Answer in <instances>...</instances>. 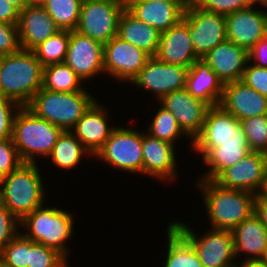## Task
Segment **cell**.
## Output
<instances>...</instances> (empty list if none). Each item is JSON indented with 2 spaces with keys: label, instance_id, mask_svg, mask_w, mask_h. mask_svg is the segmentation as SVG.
Here are the masks:
<instances>
[{
  "label": "cell",
  "instance_id": "cell-1",
  "mask_svg": "<svg viewBox=\"0 0 267 267\" xmlns=\"http://www.w3.org/2000/svg\"><path fill=\"white\" fill-rule=\"evenodd\" d=\"M44 66L31 50L0 57V92L5 98L27 106L42 88Z\"/></svg>",
  "mask_w": 267,
  "mask_h": 267
},
{
  "label": "cell",
  "instance_id": "cell-2",
  "mask_svg": "<svg viewBox=\"0 0 267 267\" xmlns=\"http://www.w3.org/2000/svg\"><path fill=\"white\" fill-rule=\"evenodd\" d=\"M199 180L197 186L204 194L212 229L232 231L254 213V193L226 189L213 180Z\"/></svg>",
  "mask_w": 267,
  "mask_h": 267
},
{
  "label": "cell",
  "instance_id": "cell-3",
  "mask_svg": "<svg viewBox=\"0 0 267 267\" xmlns=\"http://www.w3.org/2000/svg\"><path fill=\"white\" fill-rule=\"evenodd\" d=\"M37 163L23 162L0 179V203L21 221L44 204L46 192Z\"/></svg>",
  "mask_w": 267,
  "mask_h": 267
},
{
  "label": "cell",
  "instance_id": "cell-4",
  "mask_svg": "<svg viewBox=\"0 0 267 267\" xmlns=\"http://www.w3.org/2000/svg\"><path fill=\"white\" fill-rule=\"evenodd\" d=\"M63 130L37 117L26 106L16 112L12 140L23 162L35 163V156H49Z\"/></svg>",
  "mask_w": 267,
  "mask_h": 267
},
{
  "label": "cell",
  "instance_id": "cell-5",
  "mask_svg": "<svg viewBox=\"0 0 267 267\" xmlns=\"http://www.w3.org/2000/svg\"><path fill=\"white\" fill-rule=\"evenodd\" d=\"M96 100L87 91L63 93L41 88L26 107L63 131H71Z\"/></svg>",
  "mask_w": 267,
  "mask_h": 267
},
{
  "label": "cell",
  "instance_id": "cell-6",
  "mask_svg": "<svg viewBox=\"0 0 267 267\" xmlns=\"http://www.w3.org/2000/svg\"><path fill=\"white\" fill-rule=\"evenodd\" d=\"M43 207H38L20 221L23 228L27 229L23 235L36 243L57 250L67 259L69 249L65 242L73 236L74 217L62 209Z\"/></svg>",
  "mask_w": 267,
  "mask_h": 267
},
{
  "label": "cell",
  "instance_id": "cell-7",
  "mask_svg": "<svg viewBox=\"0 0 267 267\" xmlns=\"http://www.w3.org/2000/svg\"><path fill=\"white\" fill-rule=\"evenodd\" d=\"M126 5L118 0H82L75 31L103 44L117 36L118 22Z\"/></svg>",
  "mask_w": 267,
  "mask_h": 267
},
{
  "label": "cell",
  "instance_id": "cell-8",
  "mask_svg": "<svg viewBox=\"0 0 267 267\" xmlns=\"http://www.w3.org/2000/svg\"><path fill=\"white\" fill-rule=\"evenodd\" d=\"M171 224L191 243L203 267H236L232 262L236 257L232 231L211 229L197 237L185 223L174 221Z\"/></svg>",
  "mask_w": 267,
  "mask_h": 267
},
{
  "label": "cell",
  "instance_id": "cell-9",
  "mask_svg": "<svg viewBox=\"0 0 267 267\" xmlns=\"http://www.w3.org/2000/svg\"><path fill=\"white\" fill-rule=\"evenodd\" d=\"M95 157L118 170L143 174L142 133L115 127Z\"/></svg>",
  "mask_w": 267,
  "mask_h": 267
},
{
  "label": "cell",
  "instance_id": "cell-10",
  "mask_svg": "<svg viewBox=\"0 0 267 267\" xmlns=\"http://www.w3.org/2000/svg\"><path fill=\"white\" fill-rule=\"evenodd\" d=\"M183 17L188 21L194 51L200 59L227 39L224 15L202 10L192 2Z\"/></svg>",
  "mask_w": 267,
  "mask_h": 267
},
{
  "label": "cell",
  "instance_id": "cell-11",
  "mask_svg": "<svg viewBox=\"0 0 267 267\" xmlns=\"http://www.w3.org/2000/svg\"><path fill=\"white\" fill-rule=\"evenodd\" d=\"M152 56L115 36L104 44V71L117 81L132 82Z\"/></svg>",
  "mask_w": 267,
  "mask_h": 267
},
{
  "label": "cell",
  "instance_id": "cell-12",
  "mask_svg": "<svg viewBox=\"0 0 267 267\" xmlns=\"http://www.w3.org/2000/svg\"><path fill=\"white\" fill-rule=\"evenodd\" d=\"M266 172L267 155L251 151L238 163L223 170L213 181L226 189L257 195L262 191Z\"/></svg>",
  "mask_w": 267,
  "mask_h": 267
},
{
  "label": "cell",
  "instance_id": "cell-13",
  "mask_svg": "<svg viewBox=\"0 0 267 267\" xmlns=\"http://www.w3.org/2000/svg\"><path fill=\"white\" fill-rule=\"evenodd\" d=\"M64 62L85 81L95 75L104 73V44L70 31V40Z\"/></svg>",
  "mask_w": 267,
  "mask_h": 267
},
{
  "label": "cell",
  "instance_id": "cell-14",
  "mask_svg": "<svg viewBox=\"0 0 267 267\" xmlns=\"http://www.w3.org/2000/svg\"><path fill=\"white\" fill-rule=\"evenodd\" d=\"M187 72L188 68L152 56L131 83L153 92L159 101L166 94L186 87Z\"/></svg>",
  "mask_w": 267,
  "mask_h": 267
},
{
  "label": "cell",
  "instance_id": "cell-15",
  "mask_svg": "<svg viewBox=\"0 0 267 267\" xmlns=\"http://www.w3.org/2000/svg\"><path fill=\"white\" fill-rule=\"evenodd\" d=\"M159 103L177 119L182 131L193 140L201 133L209 105L193 97L186 88L163 96Z\"/></svg>",
  "mask_w": 267,
  "mask_h": 267
},
{
  "label": "cell",
  "instance_id": "cell-16",
  "mask_svg": "<svg viewBox=\"0 0 267 267\" xmlns=\"http://www.w3.org/2000/svg\"><path fill=\"white\" fill-rule=\"evenodd\" d=\"M227 40L250 51L267 37V11L249 8L225 16Z\"/></svg>",
  "mask_w": 267,
  "mask_h": 267
},
{
  "label": "cell",
  "instance_id": "cell-17",
  "mask_svg": "<svg viewBox=\"0 0 267 267\" xmlns=\"http://www.w3.org/2000/svg\"><path fill=\"white\" fill-rule=\"evenodd\" d=\"M155 57L169 64L190 68L200 59L191 41L188 21L183 17L176 25L160 35V42Z\"/></svg>",
  "mask_w": 267,
  "mask_h": 267
},
{
  "label": "cell",
  "instance_id": "cell-18",
  "mask_svg": "<svg viewBox=\"0 0 267 267\" xmlns=\"http://www.w3.org/2000/svg\"><path fill=\"white\" fill-rule=\"evenodd\" d=\"M219 105L240 121L267 115V97L241 80L224 84Z\"/></svg>",
  "mask_w": 267,
  "mask_h": 267
},
{
  "label": "cell",
  "instance_id": "cell-19",
  "mask_svg": "<svg viewBox=\"0 0 267 267\" xmlns=\"http://www.w3.org/2000/svg\"><path fill=\"white\" fill-rule=\"evenodd\" d=\"M19 41L22 50H33L60 31L43 6L27 5L19 11Z\"/></svg>",
  "mask_w": 267,
  "mask_h": 267
},
{
  "label": "cell",
  "instance_id": "cell-20",
  "mask_svg": "<svg viewBox=\"0 0 267 267\" xmlns=\"http://www.w3.org/2000/svg\"><path fill=\"white\" fill-rule=\"evenodd\" d=\"M223 84L239 81L249 62V51L225 40L202 58Z\"/></svg>",
  "mask_w": 267,
  "mask_h": 267
},
{
  "label": "cell",
  "instance_id": "cell-21",
  "mask_svg": "<svg viewBox=\"0 0 267 267\" xmlns=\"http://www.w3.org/2000/svg\"><path fill=\"white\" fill-rule=\"evenodd\" d=\"M174 145L152 137L148 133L142 134L143 174L161 179H175L177 177L176 152Z\"/></svg>",
  "mask_w": 267,
  "mask_h": 267
},
{
  "label": "cell",
  "instance_id": "cell-22",
  "mask_svg": "<svg viewBox=\"0 0 267 267\" xmlns=\"http://www.w3.org/2000/svg\"><path fill=\"white\" fill-rule=\"evenodd\" d=\"M104 108L96 100L71 129L90 155H96L115 128L108 125V111Z\"/></svg>",
  "mask_w": 267,
  "mask_h": 267
},
{
  "label": "cell",
  "instance_id": "cell-23",
  "mask_svg": "<svg viewBox=\"0 0 267 267\" xmlns=\"http://www.w3.org/2000/svg\"><path fill=\"white\" fill-rule=\"evenodd\" d=\"M126 9L160 33L176 25L185 12L178 4L163 1L129 2Z\"/></svg>",
  "mask_w": 267,
  "mask_h": 267
},
{
  "label": "cell",
  "instance_id": "cell-24",
  "mask_svg": "<svg viewBox=\"0 0 267 267\" xmlns=\"http://www.w3.org/2000/svg\"><path fill=\"white\" fill-rule=\"evenodd\" d=\"M224 84L203 60H196L188 69L186 75V89L195 98H198L210 107L220 104Z\"/></svg>",
  "mask_w": 267,
  "mask_h": 267
},
{
  "label": "cell",
  "instance_id": "cell-25",
  "mask_svg": "<svg viewBox=\"0 0 267 267\" xmlns=\"http://www.w3.org/2000/svg\"><path fill=\"white\" fill-rule=\"evenodd\" d=\"M235 256L245 253V259H263L267 249V229L252 213L232 230ZM247 253V254H246Z\"/></svg>",
  "mask_w": 267,
  "mask_h": 267
},
{
  "label": "cell",
  "instance_id": "cell-26",
  "mask_svg": "<svg viewBox=\"0 0 267 267\" xmlns=\"http://www.w3.org/2000/svg\"><path fill=\"white\" fill-rule=\"evenodd\" d=\"M160 35L158 30L138 20L127 9L122 12L117 33L122 40L155 56L159 47Z\"/></svg>",
  "mask_w": 267,
  "mask_h": 267
},
{
  "label": "cell",
  "instance_id": "cell-27",
  "mask_svg": "<svg viewBox=\"0 0 267 267\" xmlns=\"http://www.w3.org/2000/svg\"><path fill=\"white\" fill-rule=\"evenodd\" d=\"M250 151L247 142L220 143L211 148L203 157L209 170L202 179L214 180L223 170L242 160Z\"/></svg>",
  "mask_w": 267,
  "mask_h": 267
},
{
  "label": "cell",
  "instance_id": "cell-28",
  "mask_svg": "<svg viewBox=\"0 0 267 267\" xmlns=\"http://www.w3.org/2000/svg\"><path fill=\"white\" fill-rule=\"evenodd\" d=\"M245 136L240 120L220 105L211 106L206 112L201 133L197 137Z\"/></svg>",
  "mask_w": 267,
  "mask_h": 267
},
{
  "label": "cell",
  "instance_id": "cell-29",
  "mask_svg": "<svg viewBox=\"0 0 267 267\" xmlns=\"http://www.w3.org/2000/svg\"><path fill=\"white\" fill-rule=\"evenodd\" d=\"M167 229L168 248L164 267H203L191 243L172 224Z\"/></svg>",
  "mask_w": 267,
  "mask_h": 267
},
{
  "label": "cell",
  "instance_id": "cell-30",
  "mask_svg": "<svg viewBox=\"0 0 267 267\" xmlns=\"http://www.w3.org/2000/svg\"><path fill=\"white\" fill-rule=\"evenodd\" d=\"M83 81L65 63L44 66L42 88L51 91L70 93L87 91L81 86Z\"/></svg>",
  "mask_w": 267,
  "mask_h": 267
},
{
  "label": "cell",
  "instance_id": "cell-31",
  "mask_svg": "<svg viewBox=\"0 0 267 267\" xmlns=\"http://www.w3.org/2000/svg\"><path fill=\"white\" fill-rule=\"evenodd\" d=\"M84 153L90 154L72 131H63L48 157L56 166L65 170L75 168L85 156Z\"/></svg>",
  "mask_w": 267,
  "mask_h": 267
},
{
  "label": "cell",
  "instance_id": "cell-32",
  "mask_svg": "<svg viewBox=\"0 0 267 267\" xmlns=\"http://www.w3.org/2000/svg\"><path fill=\"white\" fill-rule=\"evenodd\" d=\"M82 0H47L43 7L60 30H76Z\"/></svg>",
  "mask_w": 267,
  "mask_h": 267
},
{
  "label": "cell",
  "instance_id": "cell-33",
  "mask_svg": "<svg viewBox=\"0 0 267 267\" xmlns=\"http://www.w3.org/2000/svg\"><path fill=\"white\" fill-rule=\"evenodd\" d=\"M69 40L70 30H60L32 51L43 66L62 63L67 54Z\"/></svg>",
  "mask_w": 267,
  "mask_h": 267
},
{
  "label": "cell",
  "instance_id": "cell-34",
  "mask_svg": "<svg viewBox=\"0 0 267 267\" xmlns=\"http://www.w3.org/2000/svg\"><path fill=\"white\" fill-rule=\"evenodd\" d=\"M157 113L153 117L148 130L146 133L152 137L158 138L160 140L169 142L175 145V140L186 134L180 128L177 119L174 115L166 110L164 107L160 106Z\"/></svg>",
  "mask_w": 267,
  "mask_h": 267
},
{
  "label": "cell",
  "instance_id": "cell-35",
  "mask_svg": "<svg viewBox=\"0 0 267 267\" xmlns=\"http://www.w3.org/2000/svg\"><path fill=\"white\" fill-rule=\"evenodd\" d=\"M250 151L267 155V115H259L240 121Z\"/></svg>",
  "mask_w": 267,
  "mask_h": 267
},
{
  "label": "cell",
  "instance_id": "cell-36",
  "mask_svg": "<svg viewBox=\"0 0 267 267\" xmlns=\"http://www.w3.org/2000/svg\"><path fill=\"white\" fill-rule=\"evenodd\" d=\"M30 250L31 239L19 232L0 250V260L11 267H27Z\"/></svg>",
  "mask_w": 267,
  "mask_h": 267
},
{
  "label": "cell",
  "instance_id": "cell-37",
  "mask_svg": "<svg viewBox=\"0 0 267 267\" xmlns=\"http://www.w3.org/2000/svg\"><path fill=\"white\" fill-rule=\"evenodd\" d=\"M67 261L68 259L57 250L31 240L27 267H68Z\"/></svg>",
  "mask_w": 267,
  "mask_h": 267
},
{
  "label": "cell",
  "instance_id": "cell-38",
  "mask_svg": "<svg viewBox=\"0 0 267 267\" xmlns=\"http://www.w3.org/2000/svg\"><path fill=\"white\" fill-rule=\"evenodd\" d=\"M200 9L227 16L251 6L249 0H192Z\"/></svg>",
  "mask_w": 267,
  "mask_h": 267
},
{
  "label": "cell",
  "instance_id": "cell-39",
  "mask_svg": "<svg viewBox=\"0 0 267 267\" xmlns=\"http://www.w3.org/2000/svg\"><path fill=\"white\" fill-rule=\"evenodd\" d=\"M23 161L12 138L0 139V179L17 169Z\"/></svg>",
  "mask_w": 267,
  "mask_h": 267
},
{
  "label": "cell",
  "instance_id": "cell-40",
  "mask_svg": "<svg viewBox=\"0 0 267 267\" xmlns=\"http://www.w3.org/2000/svg\"><path fill=\"white\" fill-rule=\"evenodd\" d=\"M21 50L17 25L0 22V57Z\"/></svg>",
  "mask_w": 267,
  "mask_h": 267
},
{
  "label": "cell",
  "instance_id": "cell-41",
  "mask_svg": "<svg viewBox=\"0 0 267 267\" xmlns=\"http://www.w3.org/2000/svg\"><path fill=\"white\" fill-rule=\"evenodd\" d=\"M18 226L20 221L0 203V250L19 233Z\"/></svg>",
  "mask_w": 267,
  "mask_h": 267
},
{
  "label": "cell",
  "instance_id": "cell-42",
  "mask_svg": "<svg viewBox=\"0 0 267 267\" xmlns=\"http://www.w3.org/2000/svg\"><path fill=\"white\" fill-rule=\"evenodd\" d=\"M20 107L9 98L0 100V139L12 138L14 118Z\"/></svg>",
  "mask_w": 267,
  "mask_h": 267
},
{
  "label": "cell",
  "instance_id": "cell-43",
  "mask_svg": "<svg viewBox=\"0 0 267 267\" xmlns=\"http://www.w3.org/2000/svg\"><path fill=\"white\" fill-rule=\"evenodd\" d=\"M248 62L241 81L267 97V68L259 67Z\"/></svg>",
  "mask_w": 267,
  "mask_h": 267
},
{
  "label": "cell",
  "instance_id": "cell-44",
  "mask_svg": "<svg viewBox=\"0 0 267 267\" xmlns=\"http://www.w3.org/2000/svg\"><path fill=\"white\" fill-rule=\"evenodd\" d=\"M247 142L245 136H226V137H196L192 142L193 149L202 157L220 143Z\"/></svg>",
  "mask_w": 267,
  "mask_h": 267
},
{
  "label": "cell",
  "instance_id": "cell-45",
  "mask_svg": "<svg viewBox=\"0 0 267 267\" xmlns=\"http://www.w3.org/2000/svg\"><path fill=\"white\" fill-rule=\"evenodd\" d=\"M256 66L267 68V37L260 40L250 51H249V62Z\"/></svg>",
  "mask_w": 267,
  "mask_h": 267
},
{
  "label": "cell",
  "instance_id": "cell-46",
  "mask_svg": "<svg viewBox=\"0 0 267 267\" xmlns=\"http://www.w3.org/2000/svg\"><path fill=\"white\" fill-rule=\"evenodd\" d=\"M19 10L6 0H0V22L17 25Z\"/></svg>",
  "mask_w": 267,
  "mask_h": 267
},
{
  "label": "cell",
  "instance_id": "cell-47",
  "mask_svg": "<svg viewBox=\"0 0 267 267\" xmlns=\"http://www.w3.org/2000/svg\"><path fill=\"white\" fill-rule=\"evenodd\" d=\"M254 213L267 229V197H264L261 193L255 195Z\"/></svg>",
  "mask_w": 267,
  "mask_h": 267
},
{
  "label": "cell",
  "instance_id": "cell-48",
  "mask_svg": "<svg viewBox=\"0 0 267 267\" xmlns=\"http://www.w3.org/2000/svg\"><path fill=\"white\" fill-rule=\"evenodd\" d=\"M236 267H267V263L263 259H243V262Z\"/></svg>",
  "mask_w": 267,
  "mask_h": 267
},
{
  "label": "cell",
  "instance_id": "cell-49",
  "mask_svg": "<svg viewBox=\"0 0 267 267\" xmlns=\"http://www.w3.org/2000/svg\"><path fill=\"white\" fill-rule=\"evenodd\" d=\"M163 1L178 4L184 11L192 4V0H130L129 2Z\"/></svg>",
  "mask_w": 267,
  "mask_h": 267
},
{
  "label": "cell",
  "instance_id": "cell-50",
  "mask_svg": "<svg viewBox=\"0 0 267 267\" xmlns=\"http://www.w3.org/2000/svg\"><path fill=\"white\" fill-rule=\"evenodd\" d=\"M14 5L19 11H21L25 6L28 5L27 0H6Z\"/></svg>",
  "mask_w": 267,
  "mask_h": 267
},
{
  "label": "cell",
  "instance_id": "cell-51",
  "mask_svg": "<svg viewBox=\"0 0 267 267\" xmlns=\"http://www.w3.org/2000/svg\"><path fill=\"white\" fill-rule=\"evenodd\" d=\"M28 1V5H39V6H43L44 3L47 0H27Z\"/></svg>",
  "mask_w": 267,
  "mask_h": 267
},
{
  "label": "cell",
  "instance_id": "cell-52",
  "mask_svg": "<svg viewBox=\"0 0 267 267\" xmlns=\"http://www.w3.org/2000/svg\"><path fill=\"white\" fill-rule=\"evenodd\" d=\"M252 6L257 5V3L262 4L263 6L267 7V0H249Z\"/></svg>",
  "mask_w": 267,
  "mask_h": 267
},
{
  "label": "cell",
  "instance_id": "cell-53",
  "mask_svg": "<svg viewBox=\"0 0 267 267\" xmlns=\"http://www.w3.org/2000/svg\"><path fill=\"white\" fill-rule=\"evenodd\" d=\"M264 197H267V172H266V176H265V181H264V185L262 188V191L260 192Z\"/></svg>",
  "mask_w": 267,
  "mask_h": 267
},
{
  "label": "cell",
  "instance_id": "cell-54",
  "mask_svg": "<svg viewBox=\"0 0 267 267\" xmlns=\"http://www.w3.org/2000/svg\"><path fill=\"white\" fill-rule=\"evenodd\" d=\"M0 267H11L0 260Z\"/></svg>",
  "mask_w": 267,
  "mask_h": 267
},
{
  "label": "cell",
  "instance_id": "cell-55",
  "mask_svg": "<svg viewBox=\"0 0 267 267\" xmlns=\"http://www.w3.org/2000/svg\"><path fill=\"white\" fill-rule=\"evenodd\" d=\"M118 1H120V2L124 3L125 5H127L130 0H118Z\"/></svg>",
  "mask_w": 267,
  "mask_h": 267
},
{
  "label": "cell",
  "instance_id": "cell-56",
  "mask_svg": "<svg viewBox=\"0 0 267 267\" xmlns=\"http://www.w3.org/2000/svg\"><path fill=\"white\" fill-rule=\"evenodd\" d=\"M263 260L267 263V249H266V253H265Z\"/></svg>",
  "mask_w": 267,
  "mask_h": 267
},
{
  "label": "cell",
  "instance_id": "cell-57",
  "mask_svg": "<svg viewBox=\"0 0 267 267\" xmlns=\"http://www.w3.org/2000/svg\"><path fill=\"white\" fill-rule=\"evenodd\" d=\"M5 97L0 92V100H3Z\"/></svg>",
  "mask_w": 267,
  "mask_h": 267
}]
</instances>
